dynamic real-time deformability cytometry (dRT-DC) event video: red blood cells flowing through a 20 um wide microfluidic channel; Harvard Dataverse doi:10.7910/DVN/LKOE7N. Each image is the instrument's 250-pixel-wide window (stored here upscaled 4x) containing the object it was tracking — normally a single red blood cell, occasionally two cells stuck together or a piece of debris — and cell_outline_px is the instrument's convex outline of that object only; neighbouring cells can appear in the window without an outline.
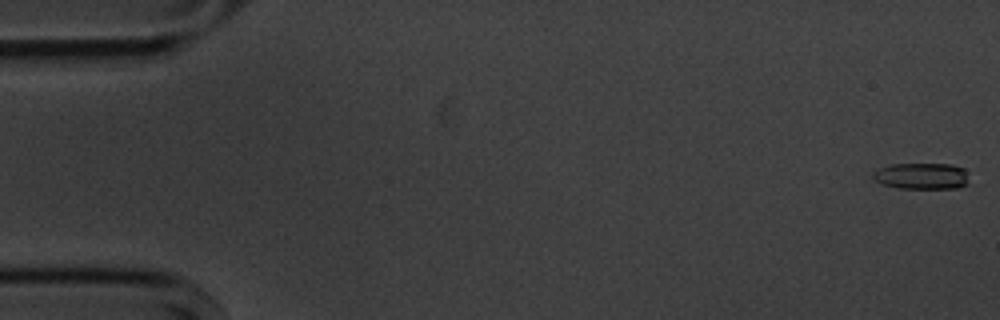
{"species": "common noctule bat (a hibernating species)", "species_latin": "Nyctalus noctula", "temperature_condition": "cold", "stored_images_in_passage": 15, "camera_frame_rate_fps": 3000, "um_per_image_px": 0.085, "animal": {"sex": "male", "body_mass_g": 20.1, "forearm_length_mm": 53.5}, "frame": {"image": 1, "passage_image": 1, "time_ms": 0.0, "image_size_px": [1000, 320], "cell_outline_px": [[968, 184], [956, 188], [900, 188], [884, 184], [876, 180], [872, 176], [872, 172], [880, 168], [892, 164], [952, 164], [964, 168]], "centroid_in_image_um": [78.35, 14.96], "position_along_channel_um": 6.7, "area_um2": 14.57}}
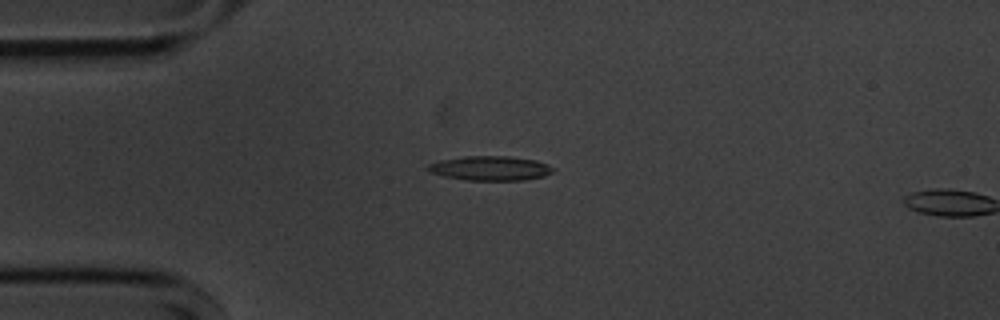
{"frame": {"image": 2, "passage_image": 14, "time_ms": 4.333, "image_size_px": [1000, 320], "cell_outline_px": [[556, 168], [552, 172], [544, 176], [524, 180], [468, 180], [444, 176], [428, 172], [424, 168], [428, 164], [440, 160], [464, 156], [508, 156], [536, 160], [548, 164]], "centroid_in_image_um": [41.66, 14.3], "position_along_channel_um": 43.3, "area_um2": 17.98}}